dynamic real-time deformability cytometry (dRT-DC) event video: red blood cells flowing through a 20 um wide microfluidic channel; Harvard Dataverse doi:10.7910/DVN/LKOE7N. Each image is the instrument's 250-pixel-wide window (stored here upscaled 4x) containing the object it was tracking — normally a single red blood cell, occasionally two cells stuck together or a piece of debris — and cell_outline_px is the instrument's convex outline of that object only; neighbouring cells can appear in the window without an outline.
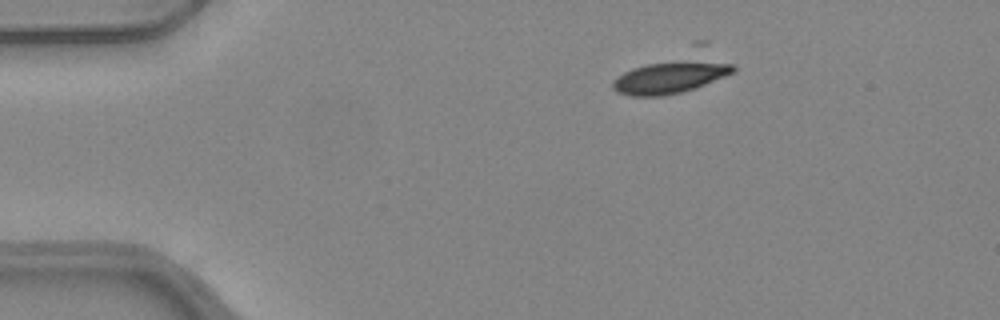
{"species": "common noctule bat (a hibernating species)", "species_latin": "Nyctalus noctula", "temperature_condition": "warm", "stored_images_in_passage": 10, "camera_frame_rate_fps": 3000, "um_per_image_px": 0.085, "animal": {"sex": "female", "body_mass_g": 24.6, "forearm_length_mm": 56.2}, "frame": {"image": 1, "passage_image": 1, "time_ms": 0.0, "image_size_px": [1000, 320], "cell_outline_px": [[736, 68], [732, 72], [724, 76], [696, 88], [664, 96], [632, 96], [616, 92], [612, 88], [612, 80], [616, 76], [632, 68], [648, 64], [692, 60], [704, 60], [736, 64]], "centroid_in_image_um": [56.91, 6.58], "position_along_channel_um": 28.1, "area_um2": 22.37}}
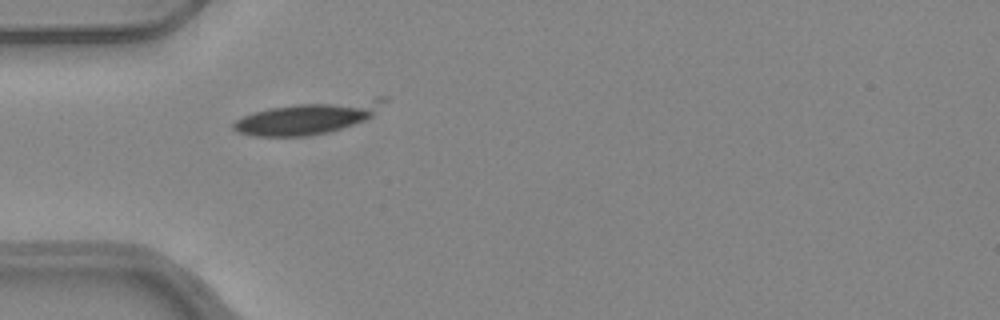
{"frame": {"image": 2, "passage_image": 8, "time_ms": 2.333, "image_size_px": [1000, 320], "cell_outline_px": [[388, 100], [372, 116], [352, 124], [328, 132], [308, 136], [252, 136], [240, 132], [232, 128], [232, 124], [236, 120], [252, 112], [268, 108], [296, 104], [376, 96], [388, 96]], "centroid_in_image_um": [26.23, 9.97], "position_along_channel_um": 58.8, "area_um2": 28.32}}